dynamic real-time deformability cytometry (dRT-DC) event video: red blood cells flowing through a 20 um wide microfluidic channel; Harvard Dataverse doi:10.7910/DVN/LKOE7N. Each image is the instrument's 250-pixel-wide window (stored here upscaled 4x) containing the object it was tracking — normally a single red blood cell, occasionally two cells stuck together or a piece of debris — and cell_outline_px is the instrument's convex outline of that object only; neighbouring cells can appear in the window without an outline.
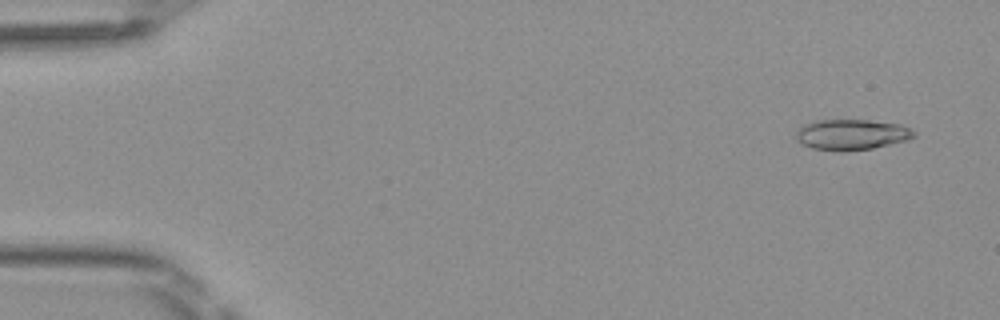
{"species": "Egyptian fruit bat (a non-hibernating species)", "species_latin": "Rousettus aegyptiacus", "temperature_condition": "room temperature", "stored_images_in_passage": 49, "camera_frame_rate_fps": 3000, "um_per_image_px": 0.085, "frame": {"image": 1, "passage_image": 3, "time_ms": 0.667, "image_size_px": [1000, 320], "cell_outline_px": [[916, 136], [908, 140], [872, 148], [840, 152], [812, 148], [796, 140], [796, 132], [804, 124], [816, 120], [868, 120], [900, 124], [916, 132]], "centroid_in_image_um": [72.39, 11.44], "position_along_channel_um": 12.6, "area_um2": 21.04}}
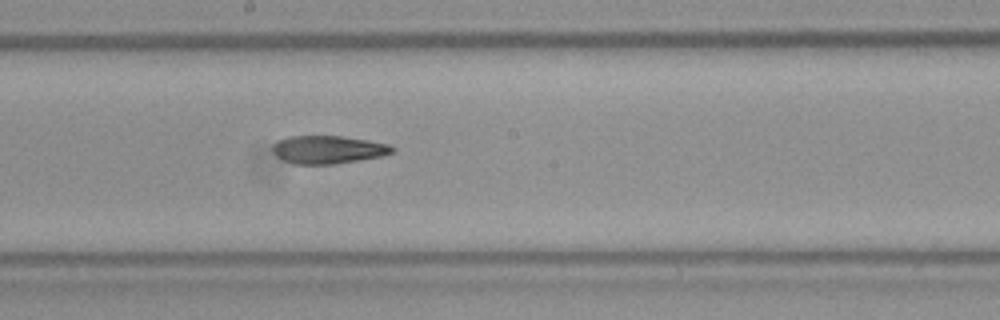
{"frame": {"image": 2, "passage_image": 27, "time_ms": 8.667, "image_size_px": [1000, 320], "cell_outline_px": [[396, 152], [380, 156], [336, 164], [292, 164], [276, 156], [272, 148], [272, 144], [288, 136], [344, 136], [368, 140], [388, 144], [396, 148]], "centroid_in_image_um": [27.9, 12.71], "position_along_channel_um": 220.3, "area_um2": 19.59}}
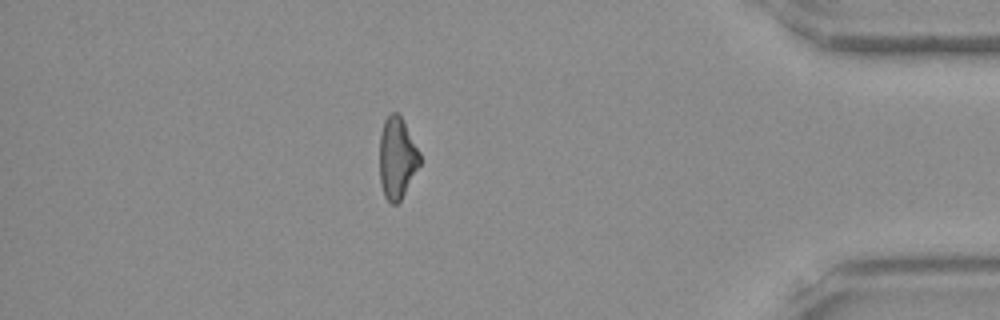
{"frame": {"image": 3, "passage_image": 43, "time_ms": 14.0, "image_size_px": [1000, 320], "cell_outline_px": [[420, 164], [400, 200], [396, 204], [392, 204], [384, 196], [380, 184], [380, 132], [384, 120], [392, 112], [396, 112], [400, 116], [420, 152]], "centroid_in_image_um": [33.73, 13.43], "position_along_channel_um": 401.5, "area_um2": 18.84}, "authors_computed_cell_mechanics": {"area_um2": 20.1722, "velocity_mm_per_s": 4.1283, "shape_relaxation_time_tau1_ms": null, "shape_relaxation_time_tau2_ms": 4.9893, "deformation_change_tau1": null, "deformation_change_tau2": 0.1545}}